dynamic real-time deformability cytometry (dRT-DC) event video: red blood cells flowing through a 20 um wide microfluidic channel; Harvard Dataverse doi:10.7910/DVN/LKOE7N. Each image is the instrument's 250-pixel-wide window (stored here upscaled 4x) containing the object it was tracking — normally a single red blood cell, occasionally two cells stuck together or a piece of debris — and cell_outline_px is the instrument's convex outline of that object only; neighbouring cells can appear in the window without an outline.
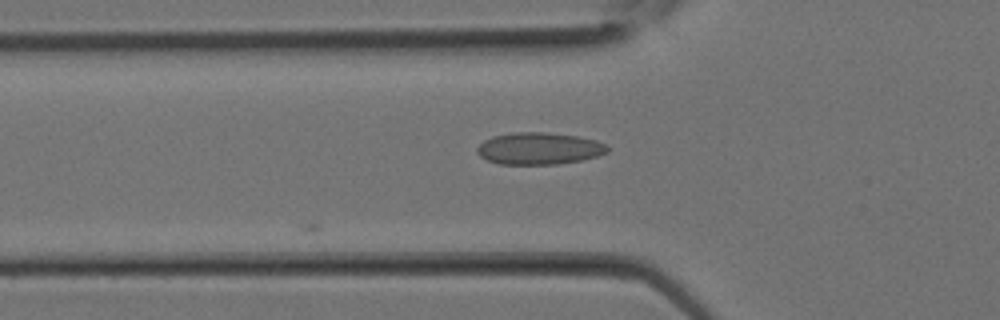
{"species": "Egyptian fruit bat (a non-hibernating species)", "species_latin": "Rousettus aegyptiacus", "temperature_condition": "room temperature", "stored_images_in_passage": 10, "camera_frame_rate_fps": 3000, "um_per_image_px": 0.085, "animal": {"sex": "female"}, "frame": {"image": 1, "passage_image": 10, "time_ms": 3.0, "image_size_px": [1000, 320], "cell_outline_px": [[608, 152], [596, 156], [580, 160], [556, 164], [500, 164], [488, 160], [480, 156], [476, 152], [476, 148], [484, 140], [492, 136], [512, 132], [548, 132], [576, 136], [596, 140], [604, 144], [608, 148]], "centroid_in_image_um": [45.78, 12.61], "position_along_channel_um": 80.0, "area_um2": 24.22}}